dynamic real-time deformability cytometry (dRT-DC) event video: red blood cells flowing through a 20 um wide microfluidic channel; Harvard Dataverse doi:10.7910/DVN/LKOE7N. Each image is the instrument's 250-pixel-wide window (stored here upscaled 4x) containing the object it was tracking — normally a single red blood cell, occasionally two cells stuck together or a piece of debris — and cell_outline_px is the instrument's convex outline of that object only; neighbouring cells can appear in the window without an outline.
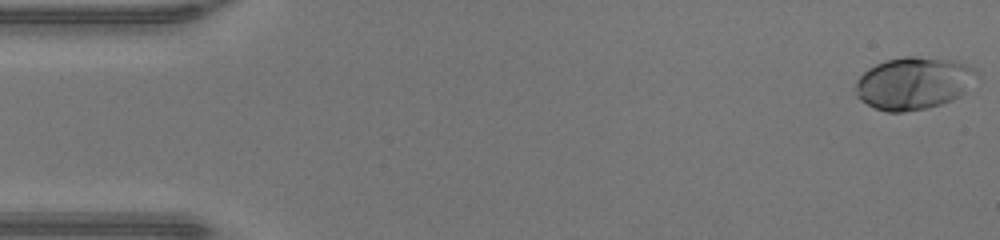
{"species": "human", "species_latin": "Homo sapiens", "temperature_condition": "warm", "stored_images_in_passage": 47, "camera_frame_rate_fps": 3000, "um_per_image_px": 0.085, "donor": {"sex": "male"}, "frame": {"image": 1, "passage_image": 1, "time_ms": 0.0, "image_size_px": [1000, 240], "cell_outline_px": [[980, 76], [960, 96], [952, 100], [928, 108], [904, 112], [888, 112], [876, 108], [860, 100], [856, 96], [852, 88], [856, 80], [868, 68], [884, 60], [904, 56], [916, 56], [952, 60], [976, 68]], "centroid_in_image_um": [77.64, 7.07], "position_along_channel_um": 7.4, "area_um2": 37.45}}
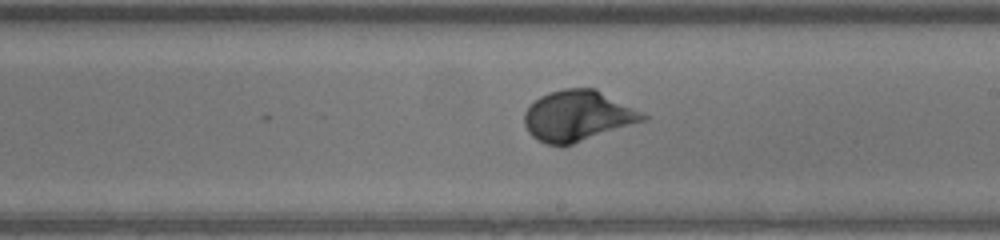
{"frame": {"image": 2, "passage_image": 27, "time_ms": 8.667, "image_size_px": [1000, 240], "cell_outline_px": [[648, 120], [572, 144], [548, 144], [532, 136], [528, 132], [524, 124], [524, 112], [540, 96], [548, 92], [564, 88], [596, 88], [648, 116]], "centroid_in_image_um": [49.11, 9.83], "position_along_channel_um": 239.9, "area_um2": 34.68}}
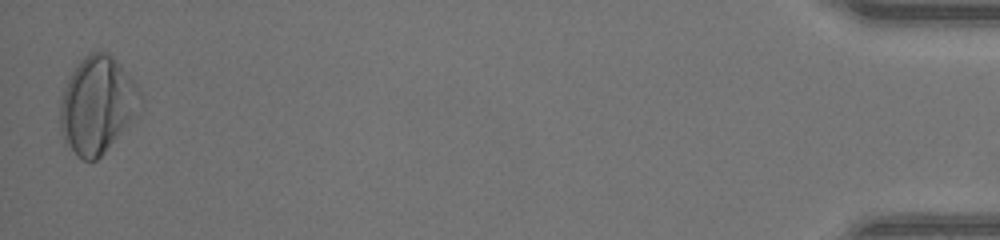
{"frame": {"image": 3, "passage_image": 47, "time_ms": 15.333, "image_size_px": [1000, 240], "cell_outline_px": [[140, 112], [128, 128], [96, 160], [80, 160], [76, 156], [64, 136], [60, 128], [60, 100], [64, 88], [72, 72], [80, 60], [88, 52], [100, 48], [108, 52], [116, 60], [140, 92]], "centroid_in_image_um": [8.27, 8.91], "position_along_channel_um": 426.9, "area_um2": 45.2}, "authors_computed_cell_mechanics": {"area_um2": 33.9286, "velocity_mm_per_s": 4.3225, "shape_relaxation_time_tau1_ms": 2.6535, "shape_relaxation_time_tau2_ms": null, "deformation_change_tau1": 0.1734, "deformation_change_tau2": null}}